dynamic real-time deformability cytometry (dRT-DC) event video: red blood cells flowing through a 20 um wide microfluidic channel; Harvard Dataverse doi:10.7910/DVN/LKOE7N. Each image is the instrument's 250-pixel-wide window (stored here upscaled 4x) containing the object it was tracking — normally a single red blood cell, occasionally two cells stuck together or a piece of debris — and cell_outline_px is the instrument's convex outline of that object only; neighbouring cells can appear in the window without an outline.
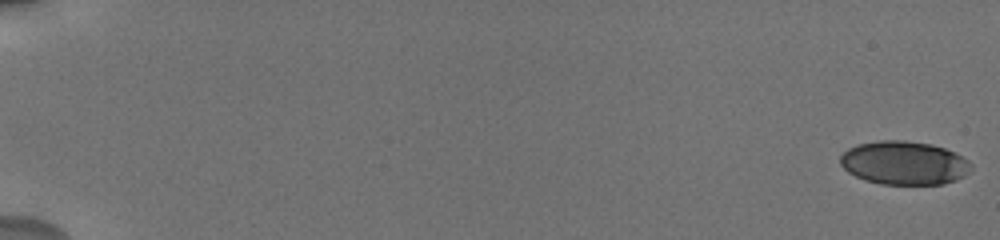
{"species": "human", "species_latin": "Homo sapiens", "temperature_condition": "cold", "stored_images_in_passage": 49, "camera_frame_rate_fps": 3000, "um_per_image_px": 0.085, "donor": {"sex": "male"}, "frame": {"image": 1, "passage_image": 1, "time_ms": 0.0, "image_size_px": [1000, 240], "cell_outline_px": [[972, 172], [956, 180], [944, 184], [880, 184], [864, 180], [848, 172], [840, 164], [840, 156], [848, 148], [856, 144], [880, 140], [904, 140], [932, 144], [956, 152], [968, 160], [972, 164]], "centroid_in_image_um": [76.87, 13.85], "position_along_channel_um": 8.1, "area_um2": 33.58}}
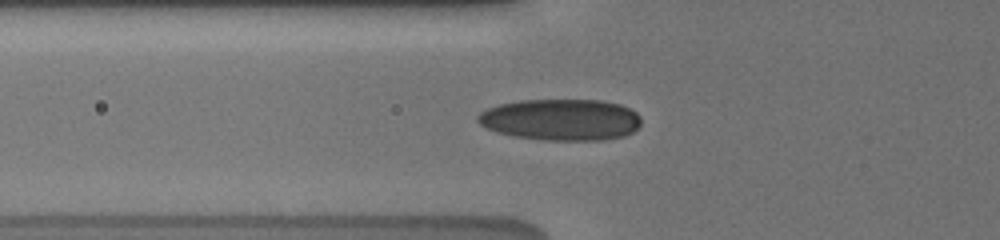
{"frame": {"image": 2, "passage_image": 28, "time_ms": 7.333, "image_size_px": [1000, 240], "cell_outline_px": [[640, 124], [632, 132], [624, 136], [600, 140], [548, 140], [516, 136], [500, 132], [488, 128], [480, 124], [476, 120], [476, 116], [480, 112], [488, 108], [500, 104], [520, 100], [600, 100], [620, 104], [636, 112], [640, 116]], "centroid_in_image_um": [47.69, 10.16], "position_along_channel_um": 78.1, "area_um2": 39.25}}
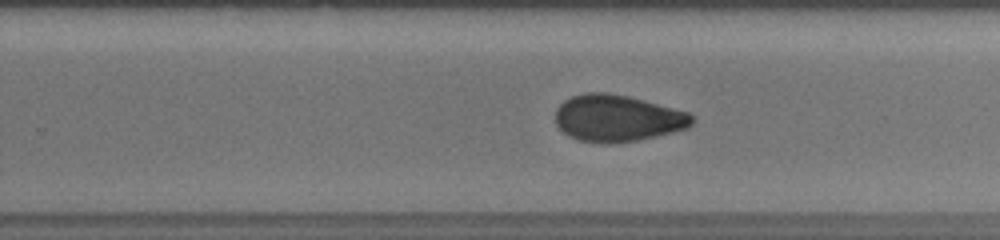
{"frame": {"image": 3, "passage_image": 46, "time_ms": 12.667, "image_size_px": [1000, 240], "cell_outline_px": [[692, 124], [688, 128], [656, 136], [636, 140], [600, 144], [580, 140], [568, 136], [556, 124], [556, 108], [564, 100], [572, 96], [584, 92], [608, 92], [628, 96], [644, 100], [688, 112], [692, 116]], "centroid_in_image_um": [52.45, 10.04], "position_along_channel_um": 277.3, "area_um2": 37.11}}